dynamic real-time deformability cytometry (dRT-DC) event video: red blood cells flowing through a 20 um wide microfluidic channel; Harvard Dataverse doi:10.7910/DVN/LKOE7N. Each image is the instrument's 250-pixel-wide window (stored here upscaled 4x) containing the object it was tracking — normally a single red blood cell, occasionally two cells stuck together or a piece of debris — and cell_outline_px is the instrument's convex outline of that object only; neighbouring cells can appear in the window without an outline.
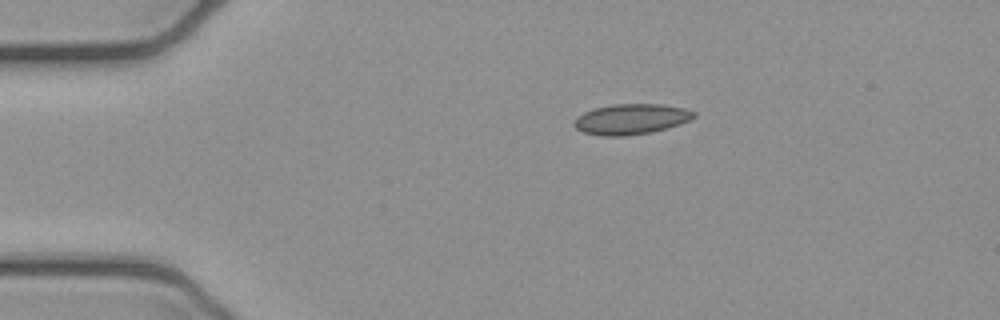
{"species": "common noctule bat (a hibernating species)", "species_latin": "Nyctalus noctula", "temperature_condition": "cold", "stored_images_in_passage": 3, "camera_frame_rate_fps": 3000, "um_per_image_px": 0.085, "animal": {"sex": "female", "body_mass_g": 21.9}, "frame": {"image": 1, "passage_image": 1, "time_ms": 0.0, "image_size_px": [1000, 320], "cell_outline_px": [[696, 116], [680, 124], [668, 128], [652, 132], [624, 136], [600, 136], [584, 132], [576, 128], [572, 124], [572, 120], [576, 116], [592, 108], [612, 104], [660, 104], [684, 108], [696, 112]], "centroid_in_image_um": [53.6, 10.12], "position_along_channel_um": 31.4, "area_um2": 21.5}}